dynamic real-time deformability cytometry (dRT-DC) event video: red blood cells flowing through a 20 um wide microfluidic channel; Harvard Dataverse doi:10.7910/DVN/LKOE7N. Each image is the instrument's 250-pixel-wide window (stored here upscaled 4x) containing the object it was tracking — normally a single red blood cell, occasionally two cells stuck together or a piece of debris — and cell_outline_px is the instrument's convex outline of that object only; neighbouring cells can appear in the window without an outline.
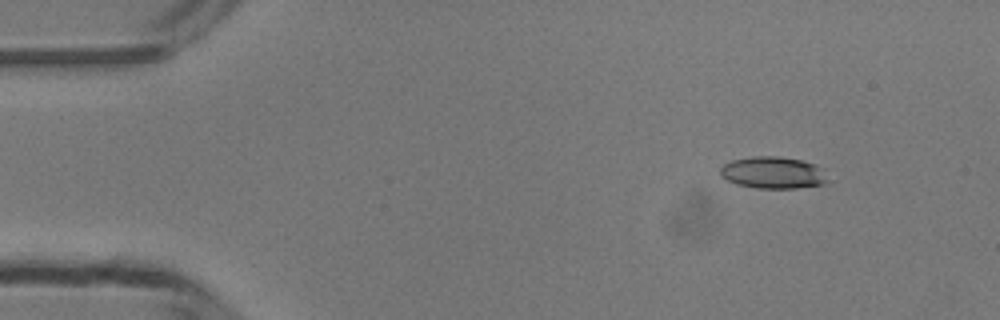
{"species": "common noctule bat (a hibernating species)", "species_latin": "Nyctalus noctula", "temperature_condition": "room temperature", "stored_images_in_passage": 47, "camera_frame_rate_fps": 3000, "um_per_image_px": 0.085, "animal": {"sex": "male", "body_mass_g": 13.3}, "frame": {"image": 1, "passage_image": 3, "time_ms": 0.667, "image_size_px": [1000, 320], "cell_outline_px": [[828, 180], [824, 184], [796, 188], [756, 188], [736, 184], [720, 176], [720, 168], [724, 164], [732, 160], [752, 156], [780, 156], [800, 160], [816, 164], [824, 168]], "centroid_in_image_um": [65.73, 14.67], "position_along_channel_um": 19.3, "area_um2": 20.17}}
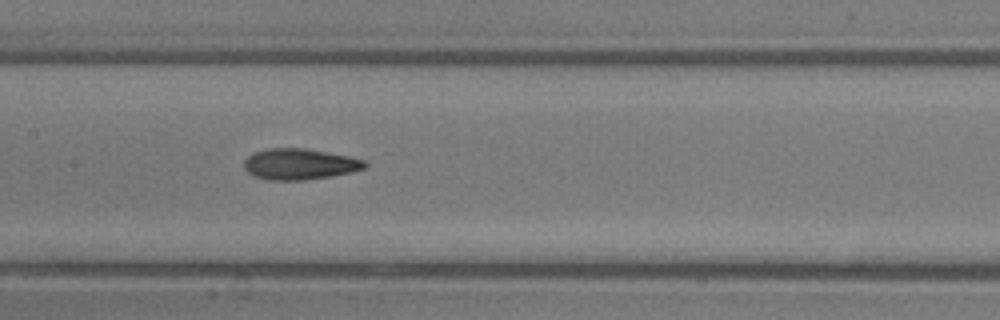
{"frame": {"image": 2, "passage_image": 21, "time_ms": 6.667, "image_size_px": [1000, 320], "cell_outline_px": [[368, 164], [364, 168], [348, 172], [328, 176], [304, 180], [268, 180], [252, 176], [244, 168], [244, 160], [248, 156], [256, 152], [268, 148], [304, 148], [348, 156], [364, 160]], "centroid_in_image_um": [25.41, 13.95], "position_along_channel_um": 182.0, "area_um2": 21.56}}
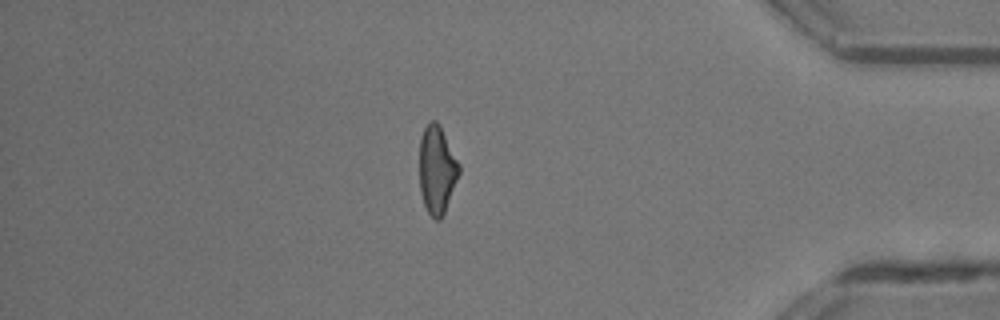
{"frame": {"image": 3, "passage_image": 39, "time_ms": 12.667, "image_size_px": [1000, 320], "cell_outline_px": [[460, 172], [444, 212], [440, 220], [436, 220], [428, 212], [424, 204], [420, 192], [420, 136], [428, 120], [436, 120], [440, 124], [460, 164]], "centroid_in_image_um": [37.14, 14.37], "position_along_channel_um": 398.1, "area_um2": 20.35}}